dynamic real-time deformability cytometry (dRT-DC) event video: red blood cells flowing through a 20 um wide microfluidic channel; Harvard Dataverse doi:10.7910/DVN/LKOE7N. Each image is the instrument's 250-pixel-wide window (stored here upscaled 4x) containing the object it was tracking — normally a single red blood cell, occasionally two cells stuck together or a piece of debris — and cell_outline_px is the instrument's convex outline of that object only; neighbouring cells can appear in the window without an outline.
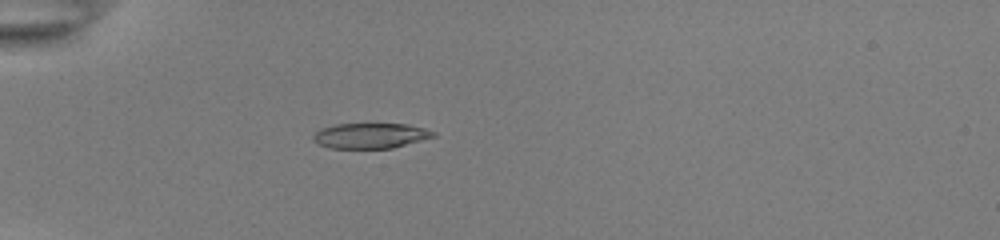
{"species": "common noctule bat (a hibernating species)", "species_latin": "Nyctalus noctula", "temperature_condition": "room temperature", "stored_images_in_passage": 39, "camera_frame_rate_fps": 3000, "um_per_image_px": 0.085, "animal": {"sex": "female", "body_mass_g": 22.0, "forearm_length_mm": 56.7}, "frame": {"image": 1, "passage_image": 3, "time_ms": 0.667, "image_size_px": [1000, 240], "cell_outline_px": [[436, 136], [392, 148], [328, 148], [316, 144], [312, 140], [312, 136], [320, 128], [336, 124], [408, 124], [424, 128], [436, 132]], "centroid_in_image_um": [31.45, 11.53], "position_along_channel_um": 53.6, "area_um2": 17.8}}
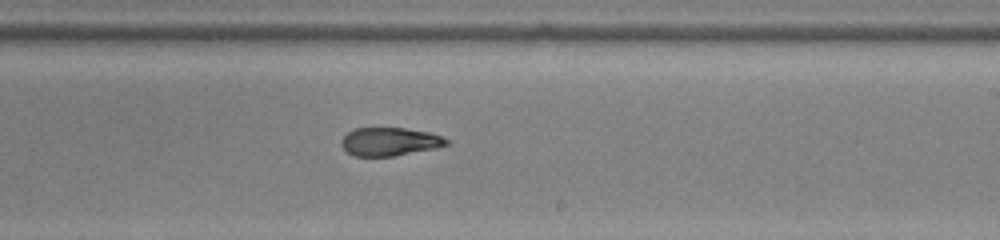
{"frame": {"image": 2, "passage_image": 20, "time_ms": 6.333, "image_size_px": [1000, 240], "cell_outline_px": [[448, 144], [436, 148], [392, 156], [356, 156], [348, 152], [340, 144], [340, 140], [348, 132], [356, 128], [404, 128], [428, 132], [440, 136], [448, 140]], "centroid_in_image_um": [33.1, 12.04], "position_along_channel_um": 255.9, "area_um2": 17.11}}
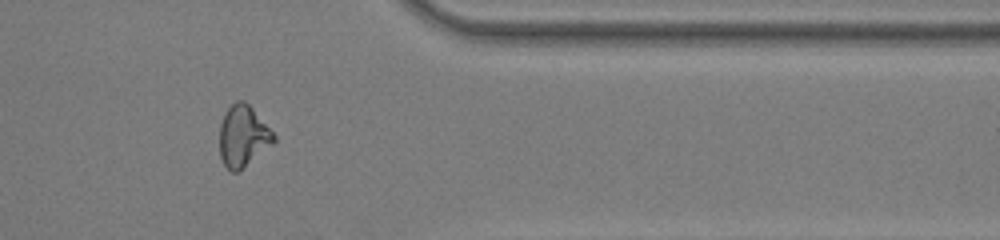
{"frame": {"image": 3, "passage_image": 31, "time_ms": 10.0, "image_size_px": [1000, 240], "cell_outline_px": [[276, 140], [272, 144], [236, 172], [232, 172], [224, 164], [220, 156], [220, 124], [224, 112], [236, 100], [244, 100], [252, 108], [276, 136]], "centroid_in_image_um": [20.63, 11.54], "position_along_channel_um": 390.8, "area_um2": 18.96}, "authors_computed_cell_mechanics": {"area_um2": 18.8428, "velocity_mm_per_s": 3.911, "shape_relaxation_time_tau1_ms": 7.2854, "shape_relaxation_time_tau2_ms": 2.6783, "deformation_change_tau1": 0.2331, "deformation_change_tau2": 0.0957}}